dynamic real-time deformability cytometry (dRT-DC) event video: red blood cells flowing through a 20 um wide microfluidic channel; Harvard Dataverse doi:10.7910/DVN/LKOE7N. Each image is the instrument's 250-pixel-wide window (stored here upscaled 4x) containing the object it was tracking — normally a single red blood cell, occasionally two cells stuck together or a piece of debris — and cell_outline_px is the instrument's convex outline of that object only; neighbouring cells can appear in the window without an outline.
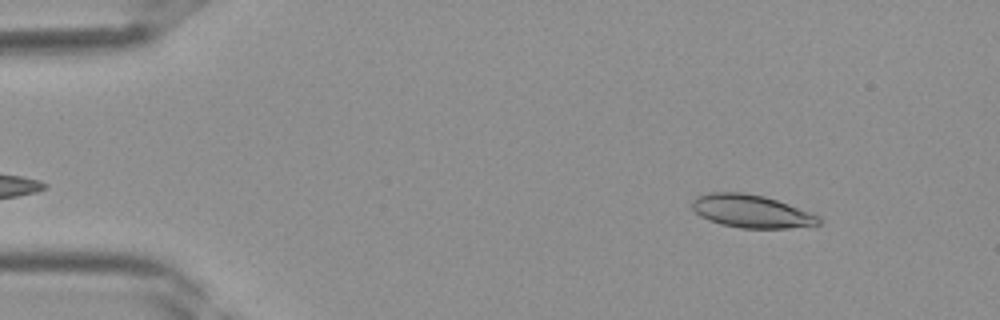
{"species": "Egyptian fruit bat (a non-hibernating species)", "species_latin": "Rousettus aegyptiacus", "temperature_condition": "room temperature", "stored_images_in_passage": 37, "camera_frame_rate_fps": 3000, "um_per_image_px": 0.085, "frame": {"image": 1, "passage_image": 3, "time_ms": 0.667, "image_size_px": [1000, 320], "cell_outline_px": [[824, 220], [820, 224], [788, 228], [740, 228], [720, 224], [708, 220], [700, 216], [692, 208], [692, 200], [696, 196], [708, 192], [744, 192], [764, 196], [788, 204], [820, 216]], "centroid_in_image_um": [63.85, 17.95], "position_along_channel_um": 21.2, "area_um2": 24.45}}
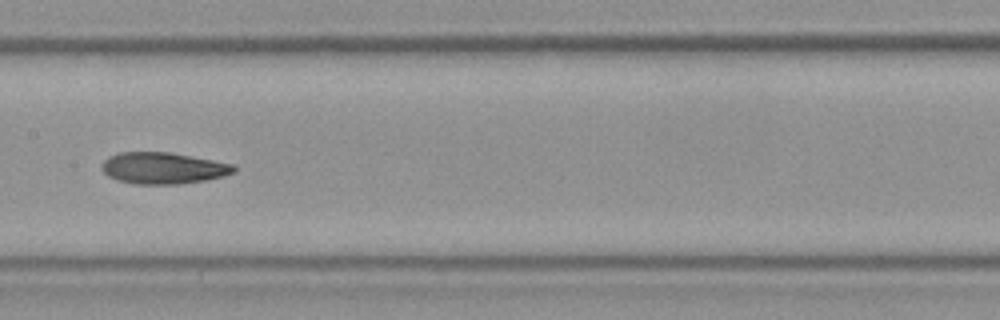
{"frame": {"image": 2, "passage_image": 18, "time_ms": 5.667, "image_size_px": [1000, 320], "cell_outline_px": [[236, 172], [224, 176], [204, 180], [180, 184], [132, 184], [116, 180], [108, 176], [100, 168], [104, 160], [108, 156], [120, 152], [172, 152], [236, 164]], "centroid_in_image_um": [13.88, 14.28], "position_along_channel_um": 193.5, "area_um2": 24.62}}
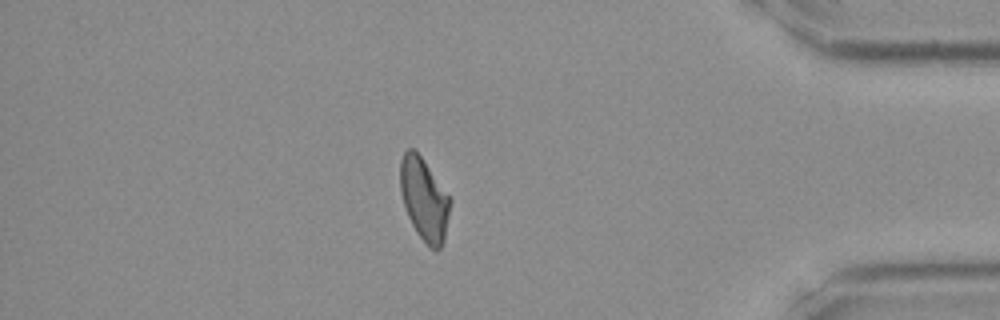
{"frame": {"image": 3, "passage_image": 32, "time_ms": 10.333, "image_size_px": [1000, 320], "cell_outline_px": [[452, 200], [444, 240], [440, 248], [436, 252], [416, 232], [408, 216], [400, 192], [400, 160], [404, 152], [408, 148], [412, 148], [420, 156]], "centroid_in_image_um": [36.05, 16.94], "position_along_channel_um": 399.1, "area_um2": 23.64}}